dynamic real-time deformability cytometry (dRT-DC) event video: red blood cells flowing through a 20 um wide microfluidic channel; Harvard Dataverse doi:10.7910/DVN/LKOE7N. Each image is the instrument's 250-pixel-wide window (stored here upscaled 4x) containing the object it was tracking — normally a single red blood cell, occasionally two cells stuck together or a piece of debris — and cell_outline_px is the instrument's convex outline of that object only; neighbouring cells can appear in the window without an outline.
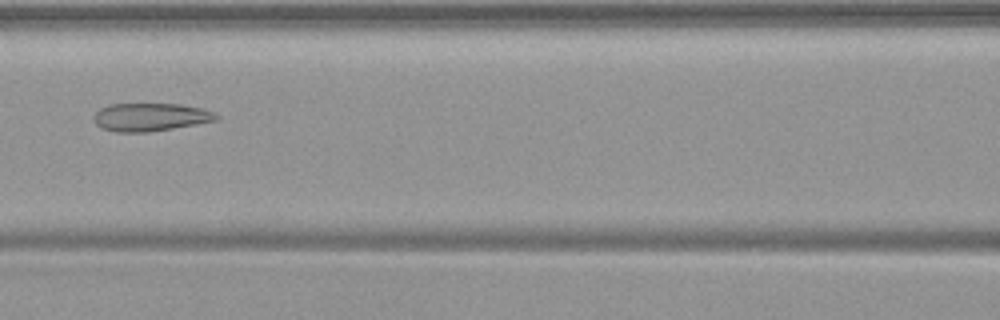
{"species": "common noctule bat (a hibernating species)", "species_latin": "Nyctalus noctula", "temperature_condition": "warm", "stored_images_in_passage": 48, "camera_frame_rate_fps": 3000, "um_per_image_px": 0.085, "animal": {"sex": "female", "body_mass_g": 19.9}, "frame": {"image": 1, "passage_image": 23, "time_ms": 7.333, "image_size_px": [1000, 320], "cell_outline_px": [[220, 120], [148, 132], [116, 132], [100, 128], [96, 124], [92, 116], [100, 108], [108, 104], [180, 104], [200, 108], [216, 112], [220, 116]], "centroid_in_image_um": [12.79, 9.95], "position_along_channel_um": 153.8, "area_um2": 20.17}}
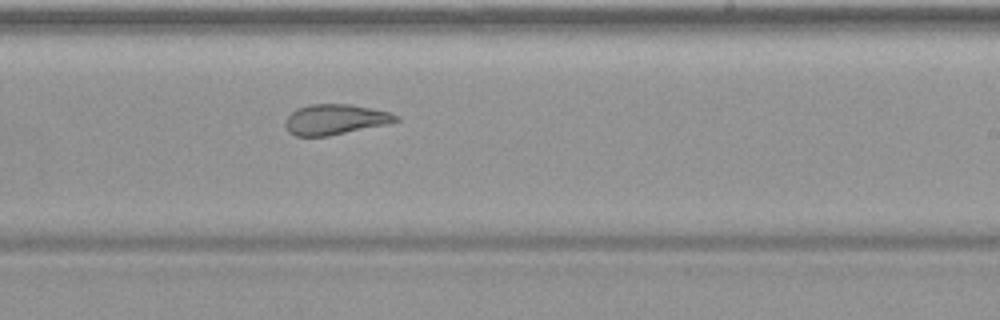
{"frame": {"image": 2, "passage_image": 31, "time_ms": 10.0, "image_size_px": [1000, 320], "cell_outline_px": [[400, 120], [388, 124], [328, 136], [296, 136], [288, 132], [284, 124], [284, 120], [296, 108], [308, 104], [348, 104], [388, 112], [400, 116]], "centroid_in_image_um": [28.45, 10.16], "position_along_channel_um": 260.5, "area_um2": 19.59}}
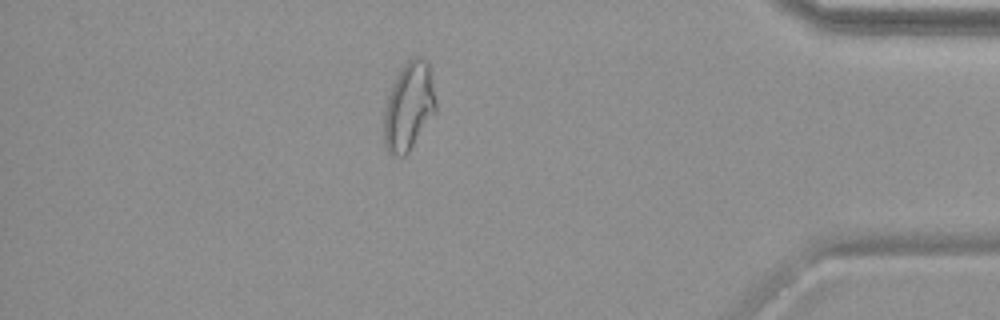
{"frame": {"image": 3, "passage_image": 44, "time_ms": 14.333, "image_size_px": [1000, 320], "cell_outline_px": [[436, 112], [408, 152], [404, 156], [392, 156], [388, 152], [384, 144], [384, 112], [388, 96], [392, 84], [400, 68], [412, 56], [420, 56], [428, 60], [436, 100]], "centroid_in_image_um": [34.75, 9.03], "position_along_channel_um": 400.4, "area_um2": 26.82}}